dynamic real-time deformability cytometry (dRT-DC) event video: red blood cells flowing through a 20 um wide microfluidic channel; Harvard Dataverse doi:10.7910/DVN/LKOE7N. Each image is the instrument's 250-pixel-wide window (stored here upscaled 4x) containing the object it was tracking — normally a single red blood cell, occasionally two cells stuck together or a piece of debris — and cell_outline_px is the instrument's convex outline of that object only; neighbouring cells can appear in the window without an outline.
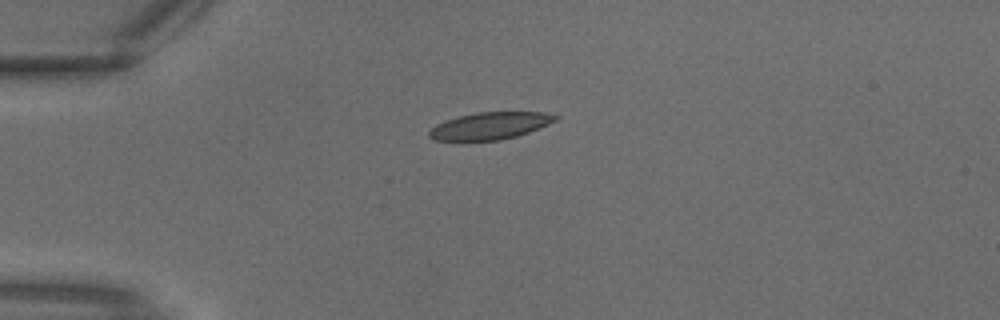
{"species": "common noctule bat (a hibernating species)", "species_latin": "Nyctalus noctula", "temperature_condition": "warm", "stored_images_in_passage": 3, "camera_frame_rate_fps": 3000, "um_per_image_px": 0.085, "animal": {"sex": "male", "body_mass_g": 18.8}, "frame": {"image": 1, "passage_image": 3, "time_ms": 0.667, "image_size_px": [1000, 320], "cell_outline_px": [[560, 116], [556, 120], [540, 128], [516, 136], [500, 140], [468, 144], [460, 144], [432, 140], [428, 136], [428, 132], [436, 124], [444, 120], [476, 112], [544, 112]], "centroid_in_image_um": [41.54, 10.76], "position_along_channel_um": 43.5, "area_um2": 20.98}}